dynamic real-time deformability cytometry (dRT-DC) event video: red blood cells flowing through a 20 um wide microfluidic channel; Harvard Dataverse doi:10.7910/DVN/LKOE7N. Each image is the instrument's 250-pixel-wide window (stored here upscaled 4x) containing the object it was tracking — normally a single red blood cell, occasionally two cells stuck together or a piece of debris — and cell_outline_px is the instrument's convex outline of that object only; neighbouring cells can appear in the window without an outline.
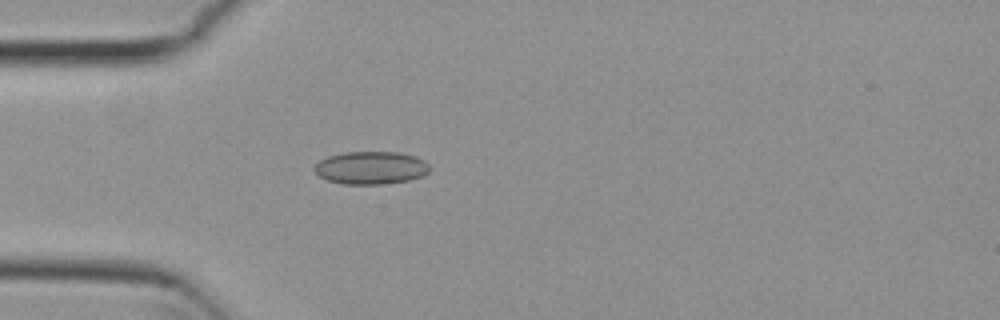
{"species": "common noctule bat (a hibernating species)", "species_latin": "Nyctalus noctula", "temperature_condition": "cold", "stored_images_in_passage": 46, "camera_frame_rate_fps": 3000, "um_per_image_px": 0.085, "animal": {"sex": "female", "body_mass_g": 29.2, "forearm_length_mm": 56.3}, "frame": {"image": 1, "passage_image": 7, "time_ms": 2.0, "image_size_px": [1000, 320], "cell_outline_px": [[428, 172], [424, 176], [408, 180], [380, 184], [344, 184], [328, 180], [320, 176], [312, 168], [320, 160], [328, 156], [344, 152], [396, 152], [416, 156], [424, 160], [428, 164]], "centroid_in_image_um": [31.52, 14.26], "position_along_channel_um": 53.5, "area_um2": 21.96}}
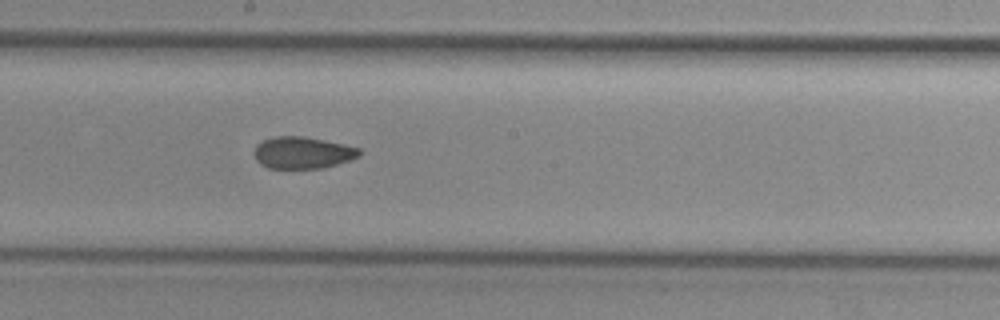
{"frame": {"image": 2, "passage_image": 21, "time_ms": 6.667, "image_size_px": [1000, 320], "cell_outline_px": [[364, 152], [360, 156], [324, 168], [268, 168], [260, 164], [256, 160], [252, 152], [256, 144], [264, 140], [276, 136], [304, 136], [344, 144], [360, 148]], "centroid_in_image_um": [25.71, 12.97], "position_along_channel_um": 222.5, "area_um2": 19.71}}
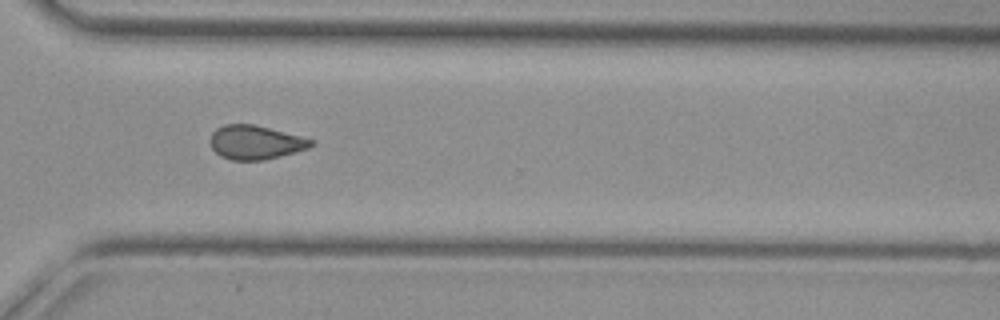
{"frame": {"image": 3, "passage_image": 31, "time_ms": 10.0, "image_size_px": [1000, 320], "cell_outline_px": [[316, 144], [308, 148], [296, 152], [264, 160], [232, 160], [220, 156], [212, 148], [208, 140], [212, 132], [216, 128], [224, 124], [252, 124], [316, 140]], "centroid_in_image_um": [21.7, 12.1], "position_along_channel_um": 348.9, "area_um2": 20.06}, "authors_computed_cell_mechanics": {"area_um2": 20.23, "velocity_mm_per_s": 3.7958, "shape_relaxation_time_tau1_ms": null, "shape_relaxation_time_tau2_ms": 6.679, "deformation_change_tau1": null, "deformation_change_tau2": 0.0949}}